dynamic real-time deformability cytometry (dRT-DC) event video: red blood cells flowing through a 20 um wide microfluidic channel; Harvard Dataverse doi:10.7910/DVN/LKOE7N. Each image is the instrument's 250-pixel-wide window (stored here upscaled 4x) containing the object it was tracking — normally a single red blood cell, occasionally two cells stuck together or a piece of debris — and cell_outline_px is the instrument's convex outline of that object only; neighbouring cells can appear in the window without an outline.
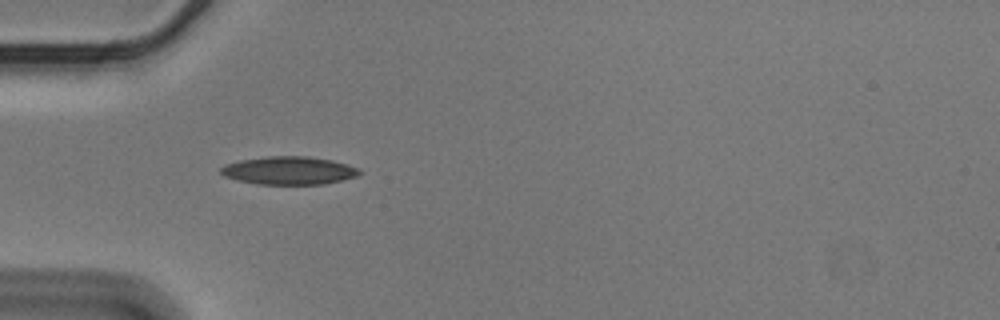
{"species": "Egyptian fruit bat (a non-hibernating species)", "species_latin": "Rousettus aegyptiacus", "temperature_condition": "cold", "stored_images_in_passage": 40, "camera_frame_rate_fps": 3000, "um_per_image_px": 0.085, "animal": {"sex": "male"}, "frame": {"image": 1, "passage_image": 1, "time_ms": 0.0, "image_size_px": [1000, 320], "cell_outline_px": [[364, 172], [356, 176], [324, 184], [256, 184], [236, 180], [224, 176], [220, 172], [220, 168], [224, 164], [240, 160], [268, 156], [308, 156], [332, 160], [348, 164], [360, 168]], "centroid_in_image_um": [24.56, 14.49], "position_along_channel_um": 60.4, "area_um2": 22.83}}
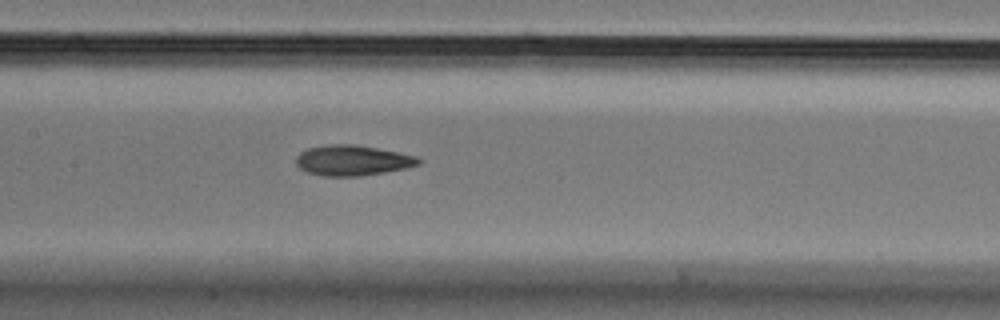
{"frame": {"image": 2, "passage_image": 11, "time_ms": 3.333, "image_size_px": [1000, 320], "cell_outline_px": [[424, 160], [420, 164], [408, 168], [360, 176], [324, 176], [308, 172], [300, 168], [296, 164], [296, 156], [300, 152], [308, 148], [332, 144], [356, 144], [416, 156]], "centroid_in_image_um": [29.98, 13.63], "position_along_channel_um": 177.4, "area_um2": 21.68}}
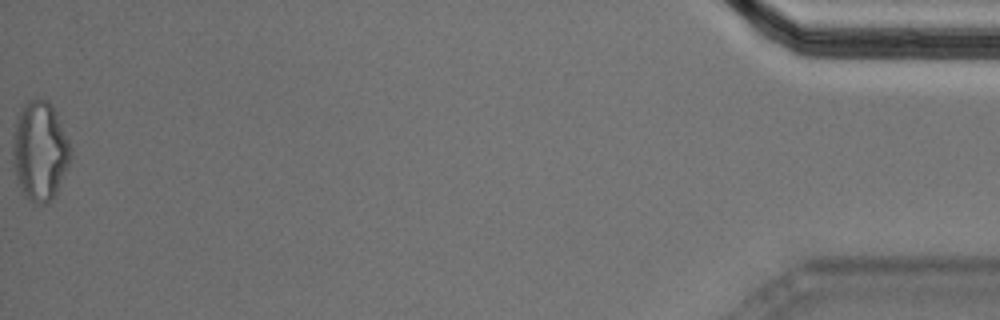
{"frame": {"image": 3, "passage_image": 40, "time_ms": 13.0, "image_size_px": [1000, 320], "cell_outline_px": [[72, 148], [68, 164], [56, 196], [52, 200], [44, 204], [36, 204], [24, 192], [16, 180], [12, 164], [12, 140], [16, 120], [20, 108], [28, 100], [48, 100], [52, 104], [56, 112]], "centroid_in_image_um": [3.38, 12.82], "position_along_channel_um": 431.8, "area_um2": 33.58}, "authors_computed_cell_mechanics": {"area_um2": 22.0218, "velocity_mm_per_s": 3.5903, "shape_relaxation_time_tau1_ms": 10.7776, "shape_relaxation_time_tau2_ms": 3.5378, "deformation_change_tau1": 0.23, "deformation_change_tau2": 0.1103}}